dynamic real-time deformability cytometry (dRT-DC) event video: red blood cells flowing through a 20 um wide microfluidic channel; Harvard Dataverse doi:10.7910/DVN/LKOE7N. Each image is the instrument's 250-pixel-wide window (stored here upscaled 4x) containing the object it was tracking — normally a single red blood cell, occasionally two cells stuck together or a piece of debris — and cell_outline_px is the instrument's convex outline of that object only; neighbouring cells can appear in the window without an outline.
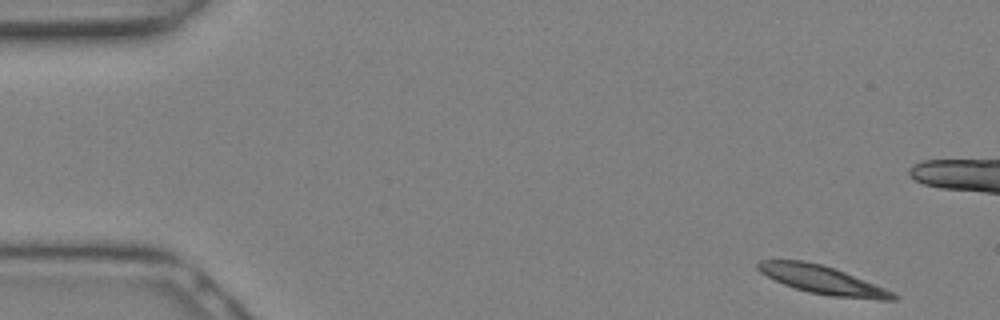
{"species": "Egyptian fruit bat (a non-hibernating species)", "species_latin": "Rousettus aegyptiacus", "temperature_condition": "warm", "stored_images_in_passage": 12, "segment_of_instrument_passage": [1, 2], "camera_frame_rate_fps": 3000, "um_per_image_px": 0.085, "animal": {"sex": "female"}, "frame": {"image": 1, "passage_image": 1, "time_ms": 0.0, "image_size_px": [1000, 320], "cell_outline_px": [[900, 296], [896, 300], [880, 300], [832, 296], [808, 292], [784, 284], [760, 272], [756, 268], [756, 264], [760, 260], [804, 260], [820, 264], [844, 272], [884, 288]], "centroid_in_image_um": [69.9, 23.79], "position_along_channel_um": 15.1, "area_um2": 21.91}}
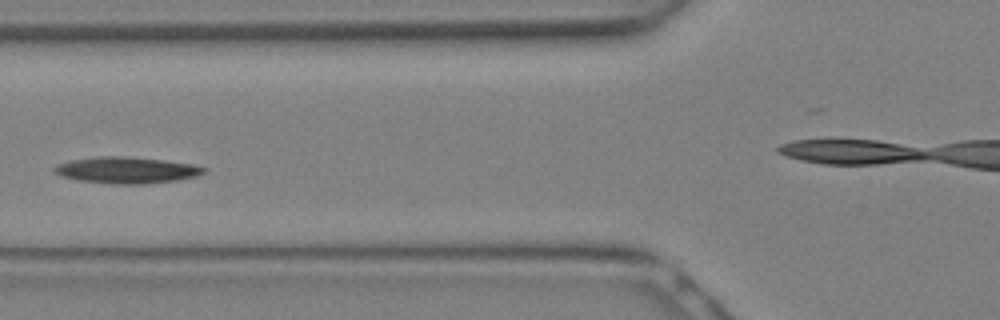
{"frame": {"image": 2, "passage_image": 10, "time_ms": 3.0, "image_size_px": [1000, 320], "cell_outline_px": [[208, 168], [204, 172], [196, 176], [176, 180], [148, 184], [112, 184], [80, 180], [60, 176], [52, 172], [52, 168], [56, 164], [68, 160], [96, 156], [124, 156], [164, 160], [192, 164]], "centroid_in_image_um": [10.7, 14.45], "position_along_channel_um": 115.1, "area_um2": 23.24}}